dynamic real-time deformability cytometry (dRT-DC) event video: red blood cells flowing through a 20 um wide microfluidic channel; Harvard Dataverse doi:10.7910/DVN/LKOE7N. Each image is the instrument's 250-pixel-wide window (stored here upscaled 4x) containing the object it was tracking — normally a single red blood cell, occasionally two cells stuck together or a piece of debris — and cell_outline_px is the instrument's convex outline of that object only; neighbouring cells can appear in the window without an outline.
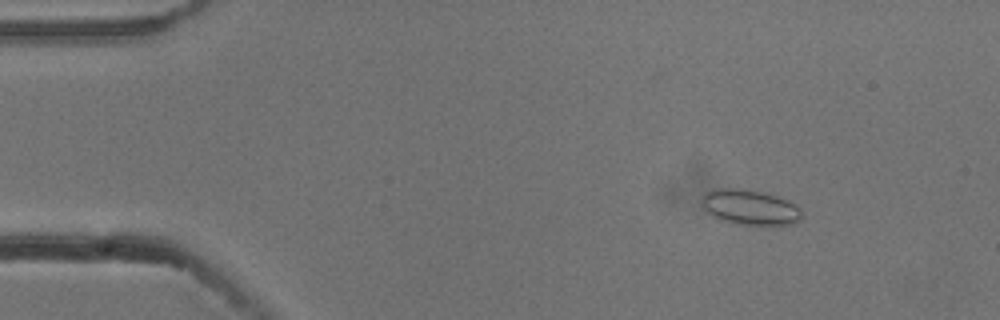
{"species": "common noctule bat (a hibernating species)", "species_latin": "Nyctalus noctula", "temperature_condition": "cold", "stored_images_in_passage": 6, "camera_frame_rate_fps": 3000, "um_per_image_px": 0.085, "animal": {"sex": "male", "body_mass_g": 13.3}, "frame": {"image": 1, "passage_image": 3, "time_ms": 0.667, "image_size_px": [1000, 320], "cell_outline_px": [[800, 220], [792, 224], [728, 224], [720, 220], [708, 212], [704, 208], [704, 192], [712, 188], [740, 188], [772, 192], [796, 204], [800, 208]], "centroid_in_image_um": [63.76, 17.58], "position_along_channel_um": 21.2, "area_um2": 20.81}}